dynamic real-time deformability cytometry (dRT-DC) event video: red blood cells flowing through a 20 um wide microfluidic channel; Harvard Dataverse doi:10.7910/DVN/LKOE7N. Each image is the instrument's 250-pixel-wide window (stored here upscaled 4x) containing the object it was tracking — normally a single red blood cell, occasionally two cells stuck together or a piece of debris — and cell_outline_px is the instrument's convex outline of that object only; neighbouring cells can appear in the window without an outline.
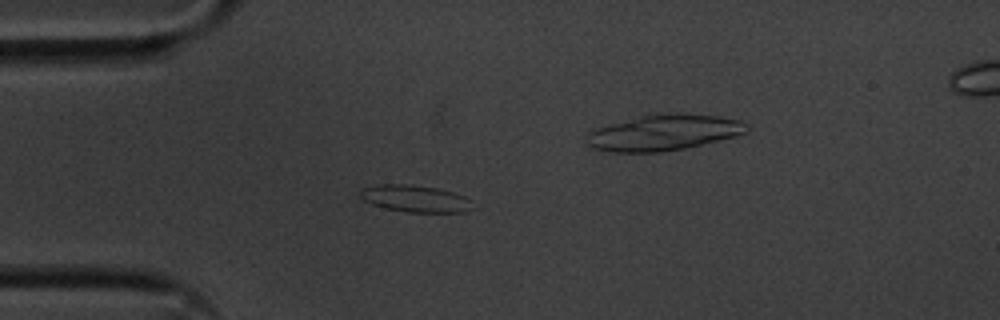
{"species": "common noctule bat (a hibernating species)", "species_latin": "Nyctalus noctula", "temperature_condition": "cold", "stored_images_in_passage": 56, "camera_frame_rate_fps": 3000, "um_per_image_px": 0.085, "animal": {"sex": "male", "body_mass_g": 20.1, "forearm_length_mm": 53.5}, "frame": {"image": 1, "passage_image": 14, "time_ms": 4.333, "image_size_px": [1000, 320], "cell_outline_px": [[472, 200], [468, 208], [464, 212], [408, 212], [384, 208], [372, 204], [356, 196], [360, 188], [380, 184], [408, 184], [436, 188], [452, 192], [464, 196]], "centroid_in_image_um": [35.19, 16.87], "position_along_channel_um": 49.8, "area_um2": 17.63}}
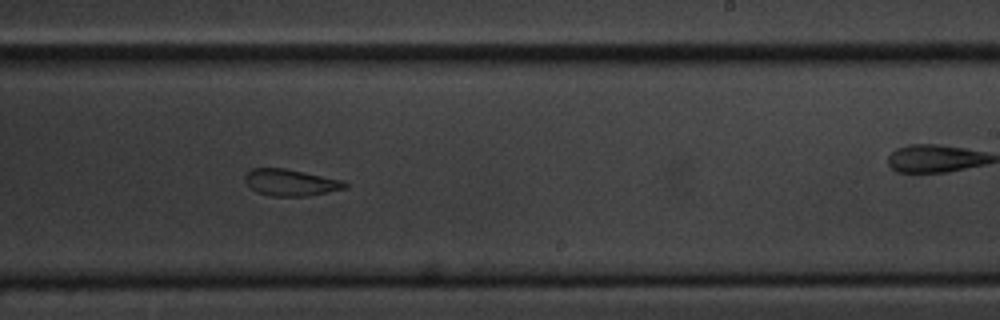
{"frame": {"image": 2, "passage_image": 33, "time_ms": 10.667, "image_size_px": [1000, 320], "cell_outline_px": [[348, 188], [308, 196], [272, 196], [256, 192], [244, 180], [244, 176], [252, 168], [284, 168], [304, 172], [340, 180], [348, 184]], "centroid_in_image_um": [24.7, 15.52], "position_along_channel_um": 264.3, "area_um2": 15.37}}
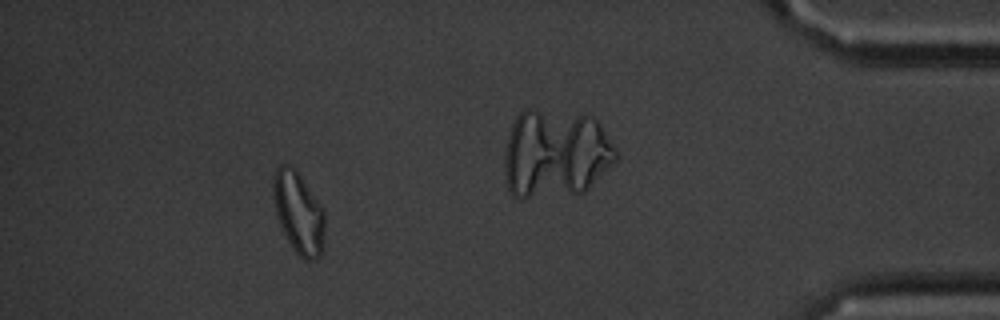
{"frame": {"image": 3, "passage_image": 50, "time_ms": 16.333, "image_size_px": [1000, 320], "cell_outline_px": [[324, 248], [320, 256], [312, 260], [304, 260], [292, 248], [280, 224], [276, 212], [272, 188], [272, 180], [276, 168], [280, 164], [292, 164], [296, 168], [324, 208]], "centroid_in_image_um": [25.39, 18.04], "position_along_channel_um": 409.8, "area_um2": 24.91}, "authors_computed_cell_mechanics": {"area_um2": 17.5134, "velocity_mm_per_s": 3.5659, "shape_relaxation_time_tau1_ms": null, "shape_relaxation_time_tau2_ms": 2.4186, "deformation_change_tau1": null, "deformation_change_tau2": 0.0857}}